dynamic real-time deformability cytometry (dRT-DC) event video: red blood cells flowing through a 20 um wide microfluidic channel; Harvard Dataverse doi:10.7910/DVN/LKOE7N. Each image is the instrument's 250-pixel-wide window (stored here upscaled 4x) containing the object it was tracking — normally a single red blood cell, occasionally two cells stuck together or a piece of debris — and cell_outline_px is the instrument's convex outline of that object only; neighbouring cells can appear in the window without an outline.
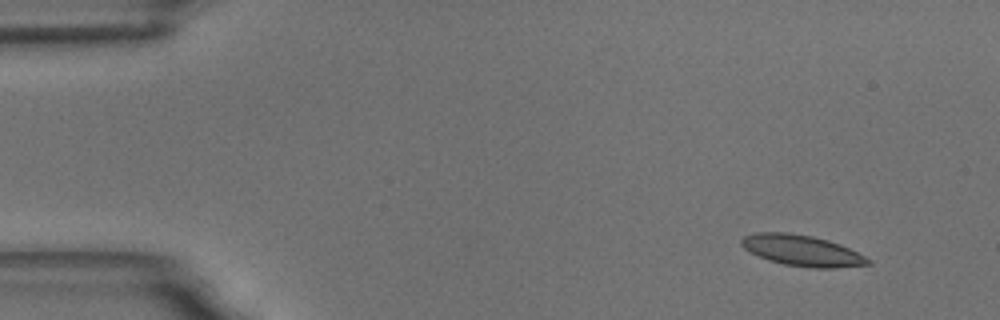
{"species": "common noctule bat (a hibernating species)", "species_latin": "Nyctalus noctula", "temperature_condition": "room temperature", "stored_images_in_passage": 54, "camera_frame_rate_fps": 3000, "um_per_image_px": 0.085, "animal": {"sex": "male", "body_mass_g": 18.8}, "frame": {"image": 1, "passage_image": 1, "time_ms": 0.0, "image_size_px": [1000, 320], "cell_outline_px": [[872, 264], [836, 268], [812, 268], [784, 264], [768, 260], [744, 248], [740, 244], [740, 240], [744, 236], [756, 232], [788, 232], [812, 236], [828, 240], [840, 244], [872, 260]], "centroid_in_image_um": [68.18, 21.29], "position_along_channel_um": 16.8, "area_um2": 22.77}}
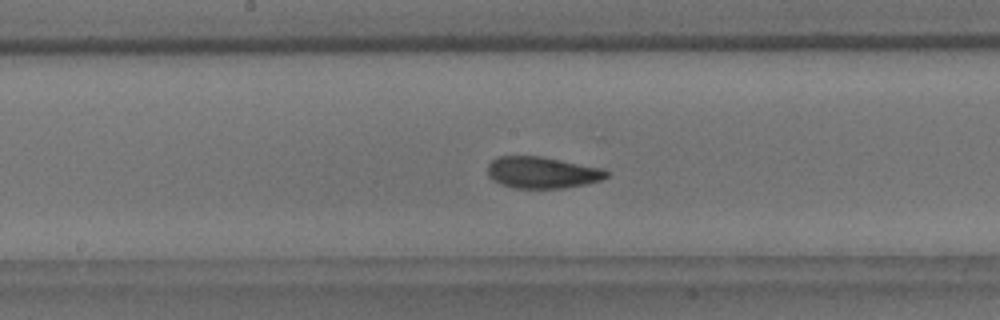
{"frame": {"image": 2, "passage_image": 26, "time_ms": 8.333, "image_size_px": [1000, 320], "cell_outline_px": [[608, 176], [600, 180], [584, 184], [564, 188], [512, 188], [500, 184], [492, 180], [488, 176], [488, 164], [492, 160], [500, 156], [540, 156], [604, 168], [608, 172]], "centroid_in_image_um": [46.06, 14.66], "position_along_channel_um": 202.1, "area_um2": 21.91}}
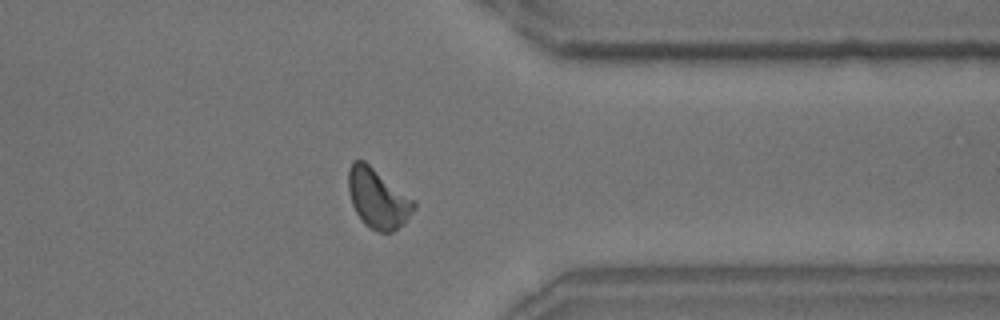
{"frame": {"image": 3, "passage_image": 42, "time_ms": 13.667, "image_size_px": [1000, 320], "cell_outline_px": [[416, 208], [404, 224], [392, 232], [376, 232], [368, 228], [364, 224], [356, 212], [352, 204], [348, 192], [348, 168], [352, 160], [364, 160], [416, 200]], "centroid_in_image_um": [32.12, 16.87], "position_along_channel_um": 379.3, "area_um2": 23.24}, "authors_computed_cell_mechanics": {"area_um2": 21.9062, "velocity_mm_per_s": 3.4541, "shape_relaxation_time_tau1_ms": 4.623, "shape_relaxation_time_tau2_ms": 2.847, "deformation_change_tau1": 0.1141, "deformation_change_tau2": 0.0928}}